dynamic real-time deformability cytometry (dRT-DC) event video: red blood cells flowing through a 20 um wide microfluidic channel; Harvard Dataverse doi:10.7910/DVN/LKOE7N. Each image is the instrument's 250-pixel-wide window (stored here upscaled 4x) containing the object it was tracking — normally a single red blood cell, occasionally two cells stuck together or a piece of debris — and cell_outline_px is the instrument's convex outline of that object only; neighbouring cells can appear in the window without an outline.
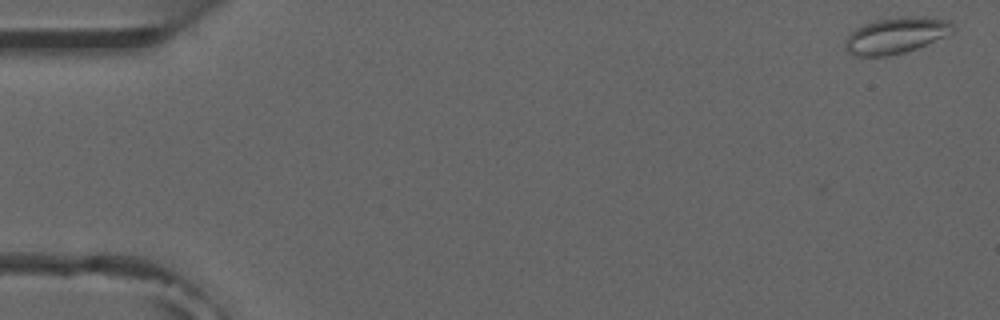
{"species": "common noctule bat (a hibernating species)", "species_latin": "Nyctalus noctula", "temperature_condition": "room temperature", "stored_images_in_passage": 4, "camera_frame_rate_fps": 3000, "um_per_image_px": 0.085, "animal": {"sex": "male", "forearm_length_mm": 52.5}, "frame": {"image": 1, "passage_image": 1, "time_ms": 0.0, "image_size_px": [1000, 320], "cell_outline_px": [[956, 28], [952, 32], [944, 36], [916, 48], [904, 52], [888, 56], [856, 56], [848, 52], [844, 48], [844, 40], [856, 28], [864, 24], [876, 20], [904, 16], [916, 16], [948, 20], [956, 24]], "centroid_in_image_um": [76.15, 3.01], "position_along_channel_um": 8.9, "area_um2": 22.6}}